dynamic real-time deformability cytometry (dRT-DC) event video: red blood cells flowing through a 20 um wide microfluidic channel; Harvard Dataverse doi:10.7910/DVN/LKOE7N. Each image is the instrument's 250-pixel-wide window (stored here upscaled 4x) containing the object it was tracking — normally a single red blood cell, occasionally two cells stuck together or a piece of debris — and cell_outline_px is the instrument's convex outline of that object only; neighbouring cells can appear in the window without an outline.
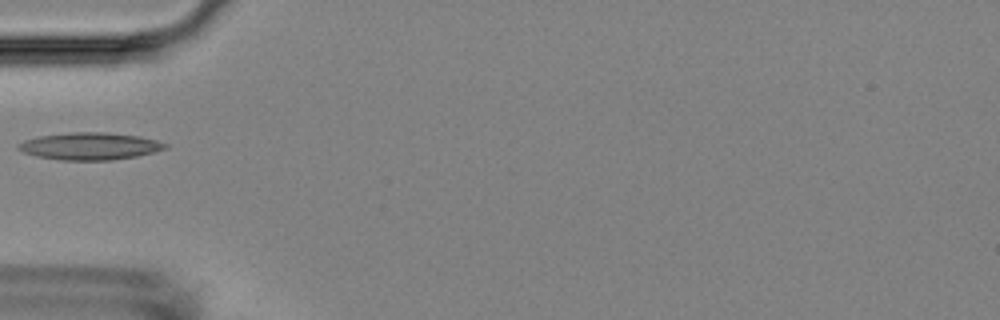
{"species": "Egyptian fruit bat (a non-hibernating species)", "species_latin": "Rousettus aegyptiacus", "temperature_condition": "room temperature", "stored_images_in_passage": 1, "camera_frame_rate_fps": 3000, "um_per_image_px": 0.085, "animal": {"sex": "female"}, "frame": {"image": 1, "passage_image": 1, "time_ms": 0.0, "image_size_px": [1000, 320], "cell_outline_px": [[168, 148], [136, 156], [112, 160], [60, 160], [36, 156], [24, 152], [16, 148], [16, 144], [24, 140], [40, 136], [68, 132], [104, 132], [140, 136], [156, 140], [168, 144]], "centroid_in_image_um": [7.62, 12.42], "position_along_channel_um": 77.4, "area_um2": 23.35}}